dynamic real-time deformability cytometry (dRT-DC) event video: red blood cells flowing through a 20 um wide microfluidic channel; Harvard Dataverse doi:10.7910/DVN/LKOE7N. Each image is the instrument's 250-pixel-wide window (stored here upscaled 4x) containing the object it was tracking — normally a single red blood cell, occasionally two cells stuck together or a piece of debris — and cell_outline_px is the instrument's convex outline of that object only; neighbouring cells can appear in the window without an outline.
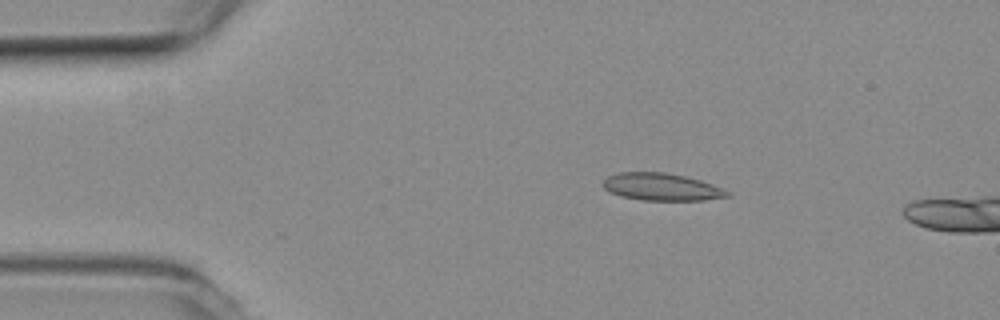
{"species": "common noctule bat (a hibernating species)", "species_latin": "Nyctalus noctula", "temperature_condition": "room temperature", "stored_images_in_passage": 5, "camera_frame_rate_fps": 3000, "um_per_image_px": 0.085, "animal": {"sex": "female", "body_mass_g": 19.3, "forearm_length_mm": 54.1}, "frame": {"image": 1, "passage_image": 3, "time_ms": 0.667, "image_size_px": [1000, 320], "cell_outline_px": [[732, 196], [704, 200], [644, 200], [620, 196], [608, 192], [600, 184], [608, 176], [620, 172], [664, 172], [684, 176], [700, 180], [712, 184], [732, 192]], "centroid_in_image_um": [56.23, 15.89], "position_along_channel_um": 28.8, "area_um2": 19.94}}